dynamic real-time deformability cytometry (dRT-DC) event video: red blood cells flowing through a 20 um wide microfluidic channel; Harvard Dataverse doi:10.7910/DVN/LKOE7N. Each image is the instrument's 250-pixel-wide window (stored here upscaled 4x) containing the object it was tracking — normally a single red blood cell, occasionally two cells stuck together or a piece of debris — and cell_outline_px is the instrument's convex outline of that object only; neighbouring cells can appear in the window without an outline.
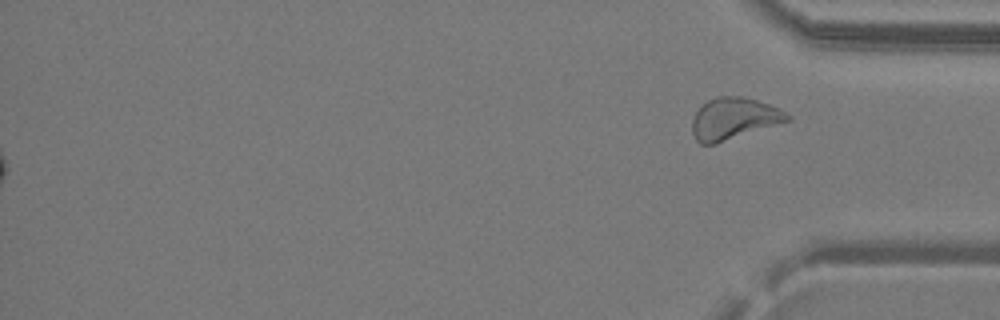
{"species": "common noctule bat (a hibernating species)", "species_latin": "Nyctalus noctula", "temperature_condition": "warm", "stored_images_in_passage": 37, "segment_of_instrument_passage": [2, 2], "camera_frame_rate_fps": 3000, "um_per_image_px": 0.085, "animal": {"sex": "male", "body_mass_g": 19.2, "forearm_length_mm": 51.8}, "frame": {"image": 1, "passage_image": 37, "time_ms": 12.0, "image_size_px": [1000, 320], "cell_outline_px": [[792, 120], [716, 144], [700, 144], [696, 140], [692, 132], [692, 120], [696, 112], [708, 100], [716, 96], [740, 96], [756, 100], [780, 108], [792, 116]], "centroid_in_image_um": [62.4, 10.09], "position_along_channel_um": 372.8, "area_um2": 23.24}}